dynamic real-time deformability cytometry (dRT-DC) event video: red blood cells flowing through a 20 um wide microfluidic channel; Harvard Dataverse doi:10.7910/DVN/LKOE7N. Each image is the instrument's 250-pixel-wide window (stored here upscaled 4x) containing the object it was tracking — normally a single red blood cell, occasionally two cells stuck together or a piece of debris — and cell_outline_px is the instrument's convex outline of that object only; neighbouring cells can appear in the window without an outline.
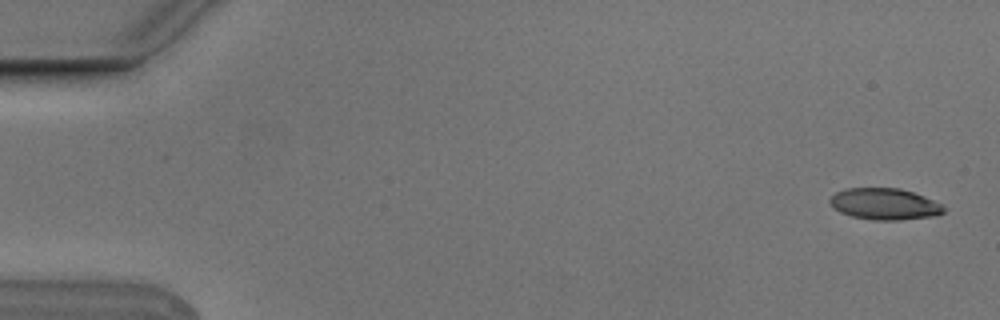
{"species": "Egyptian fruit bat (a non-hibernating species)", "species_latin": "Rousettus aegyptiacus", "temperature_condition": "cold", "stored_images_in_passage": 7, "camera_frame_rate_fps": 3000, "um_per_image_px": 0.085, "animal": {"sex": "male"}, "frame": {"image": 1, "passage_image": 1, "time_ms": 0.0, "image_size_px": [1000, 320], "cell_outline_px": [[944, 212], [936, 216], [900, 220], [872, 220], [852, 216], [840, 212], [828, 200], [836, 192], [844, 188], [900, 188], [924, 196], [940, 204], [944, 208]], "centroid_in_image_um": [75.19, 17.34], "position_along_channel_um": 9.8, "area_um2": 20.75}}
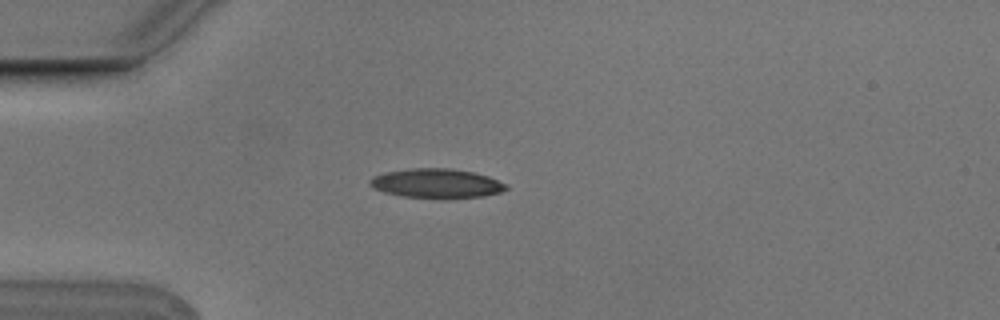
{"frame": {"image": 2, "passage_image": 4, "time_ms": 1.0, "image_size_px": [1000, 320], "cell_outline_px": [[508, 188], [500, 192], [484, 196], [444, 200], [440, 200], [404, 196], [384, 192], [368, 184], [368, 180], [372, 176], [384, 172], [408, 168], [452, 168], [472, 172], [488, 176], [508, 184]], "centroid_in_image_um": [37.11, 15.6], "position_along_channel_um": 47.9, "area_um2": 23.87}}
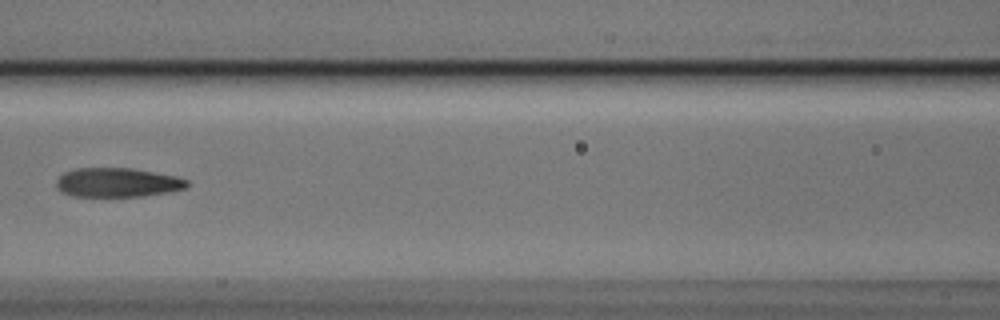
{"frame": {"image": 3, "passage_image": 7, "time_ms": 2.0, "image_size_px": [1000, 320], "cell_outline_px": [[188, 188], [168, 192], [144, 196], [72, 196], [60, 192], [56, 188], [56, 180], [64, 172], [76, 168], [132, 168], [176, 176], [188, 180]], "centroid_in_image_um": [9.97, 15.51], "position_along_channel_um": 156.6, "area_um2": 22.37}}